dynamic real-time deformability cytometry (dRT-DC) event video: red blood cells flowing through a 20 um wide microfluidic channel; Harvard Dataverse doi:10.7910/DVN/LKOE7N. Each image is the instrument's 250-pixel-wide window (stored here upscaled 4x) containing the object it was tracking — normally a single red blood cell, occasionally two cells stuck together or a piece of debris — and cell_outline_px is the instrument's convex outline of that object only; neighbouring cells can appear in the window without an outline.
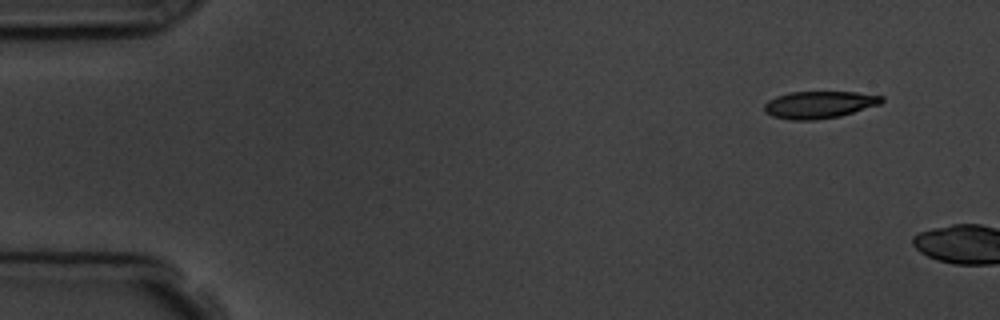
{"species": "common noctule bat (a hibernating species)", "species_latin": "Nyctalus noctula", "temperature_condition": "room temperature", "stored_images_in_passage": 2, "camera_frame_rate_fps": 3000, "um_per_image_px": 0.085, "animal": {"sex": "male", "body_mass_g": 19.5, "forearm_length_mm": 54.6}, "frame": {"image": 1, "passage_image": 1, "time_ms": 0.0, "image_size_px": [1000, 320], "cell_outline_px": [[884, 100], [880, 104], [840, 116], [812, 120], [792, 120], [772, 116], [764, 112], [764, 104], [768, 100], [776, 96], [788, 92], [856, 92], [884, 96]], "centroid_in_image_um": [69.61, 8.89], "position_along_channel_um": 15.4, "area_um2": 18.61}}